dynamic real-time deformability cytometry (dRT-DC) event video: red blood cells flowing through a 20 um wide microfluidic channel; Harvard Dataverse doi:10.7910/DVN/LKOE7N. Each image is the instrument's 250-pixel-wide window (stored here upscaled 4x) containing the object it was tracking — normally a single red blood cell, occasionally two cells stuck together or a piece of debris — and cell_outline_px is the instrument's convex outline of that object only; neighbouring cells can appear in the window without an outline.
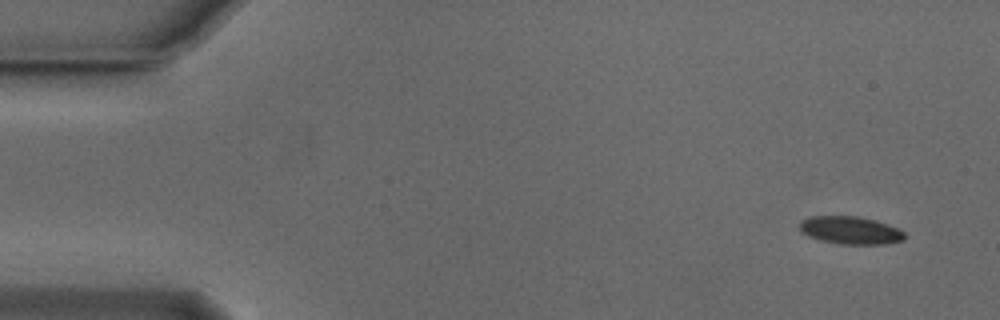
{"species": "Egyptian fruit bat (a non-hibernating species)", "species_latin": "Rousettus aegyptiacus", "temperature_condition": "cold", "stored_images_in_passage": 51, "camera_frame_rate_fps": 3000, "um_per_image_px": 0.085, "animal": {"sex": "male"}, "frame": {"image": 1, "passage_image": 1, "time_ms": 0.0, "image_size_px": [1000, 320], "cell_outline_px": [[904, 240], [888, 244], [840, 244], [820, 240], [808, 236], [800, 232], [800, 220], [808, 216], [860, 216], [876, 220], [900, 228], [904, 232]], "centroid_in_image_um": [72.29, 19.57], "position_along_channel_um": 12.7, "area_um2": 17.28}}
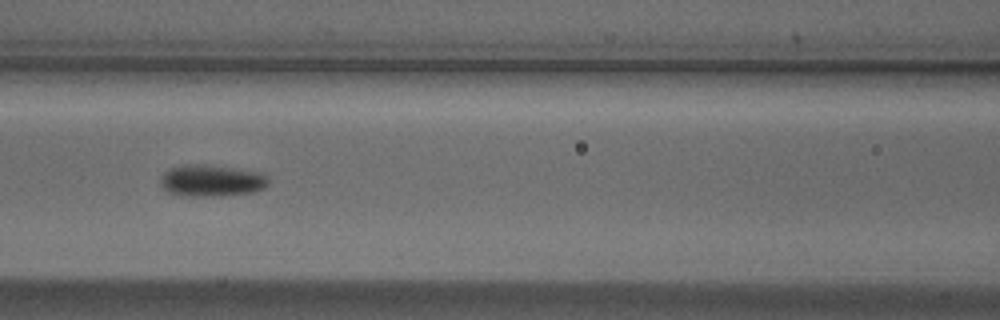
{"frame": {"image": 2, "passage_image": 21, "time_ms": 6.667, "image_size_px": [1000, 320], "cell_outline_px": [[268, 184], [264, 188], [252, 192], [224, 196], [180, 196], [168, 192], [160, 184], [160, 176], [168, 168], [184, 164], [188, 164], [228, 168], [256, 172], [264, 176], [268, 180]], "centroid_in_image_um": [17.89, 15.38], "position_along_channel_um": 148.7, "area_um2": 19.65}}
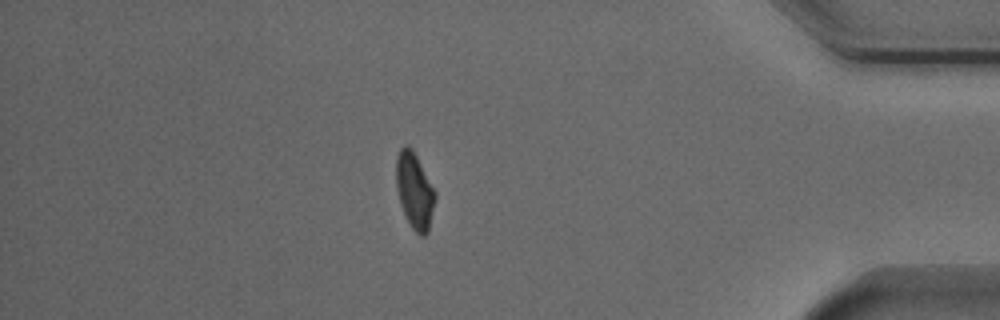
{"frame": {"image": 3, "passage_image": 44, "time_ms": 14.333, "image_size_px": [1000, 320], "cell_outline_px": [[436, 196], [428, 232], [424, 236], [420, 236], [412, 228], [400, 204], [396, 188], [396, 156], [400, 148], [404, 144], [408, 144], [412, 148], [436, 192]], "centroid_in_image_um": [35.22, 16.18], "position_along_channel_um": 400.0, "area_um2": 17.28}, "authors_computed_cell_mechanics": {"area_um2": 17.8602, "velocity_mm_per_s": 3.8208, "shape_relaxation_time_tau1_ms": 4.0075, "shape_relaxation_time_tau2_ms": null, "deformation_change_tau1": 0.0994, "deformation_change_tau2": null}}